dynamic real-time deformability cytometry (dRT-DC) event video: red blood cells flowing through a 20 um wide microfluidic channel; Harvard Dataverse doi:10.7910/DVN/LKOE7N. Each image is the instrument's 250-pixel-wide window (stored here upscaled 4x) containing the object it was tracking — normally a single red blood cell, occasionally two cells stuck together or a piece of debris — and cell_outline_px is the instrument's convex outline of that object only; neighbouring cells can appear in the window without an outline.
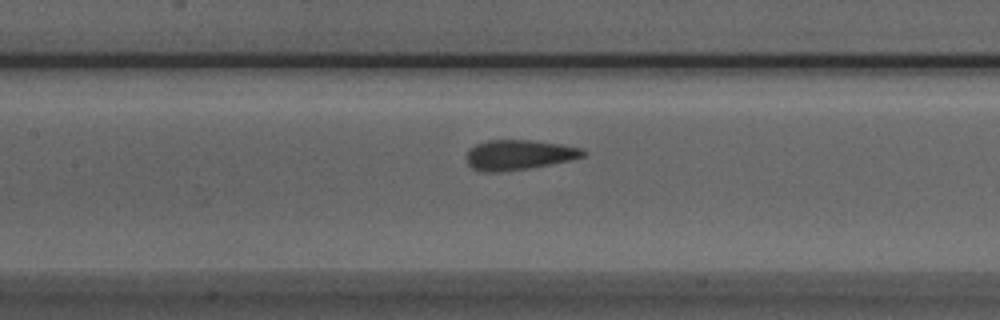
{"species": "Egyptian fruit bat (a non-hibernating species)", "species_latin": "Rousettus aegyptiacus", "temperature_condition": "room temperature", "stored_images_in_passage": 28, "camera_frame_rate_fps": 3000, "um_per_image_px": 0.085, "animal": {"sex": "male"}, "frame": {"image": 1, "passage_image": 9, "time_ms": 2.667, "image_size_px": [1000, 320], "cell_outline_px": [[588, 152], [584, 156], [568, 160], [528, 168], [500, 172], [480, 172], [472, 168], [468, 164], [464, 156], [476, 144], [488, 140], [528, 140], [560, 144], [580, 148]], "centroid_in_image_um": [44.05, 13.17], "position_along_channel_um": 163.4, "area_um2": 20.23}}
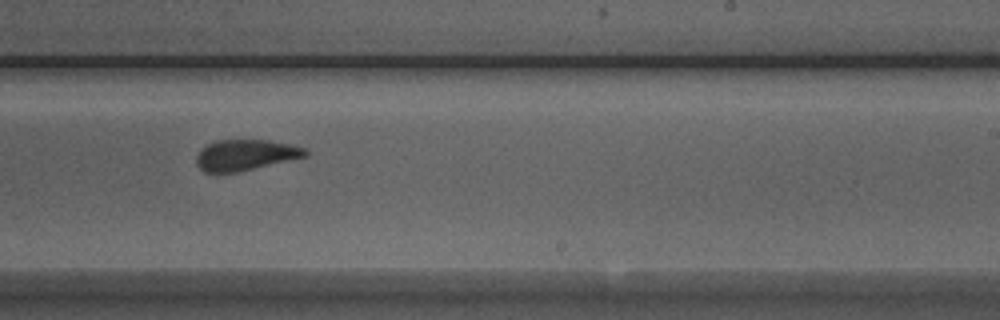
{"frame": {"image": 2, "passage_image": 17, "time_ms": 5.333, "image_size_px": [1000, 320], "cell_outline_px": [[308, 156], [236, 172], [204, 172], [196, 164], [196, 156], [200, 148], [216, 140], [268, 140], [288, 144], [304, 148], [308, 152]], "centroid_in_image_um": [20.83, 13.17], "position_along_channel_um": 268.2, "area_um2": 19.42}}
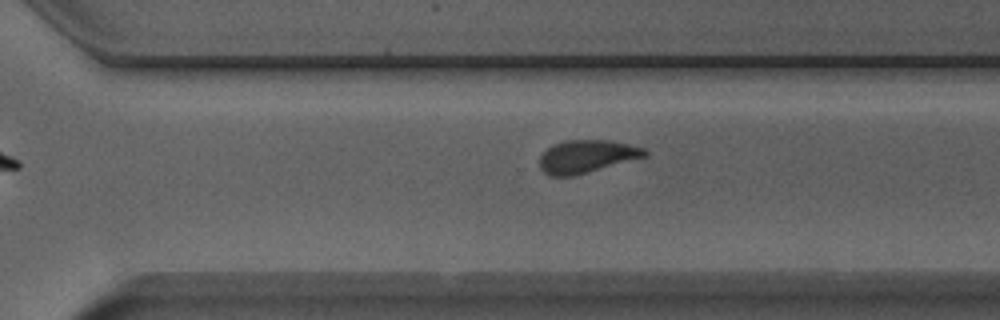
{"frame": {"image": 3, "passage_image": 21, "time_ms": 6.667, "image_size_px": [1000, 320], "cell_outline_px": [[648, 156], [572, 176], [548, 176], [540, 168], [540, 156], [552, 144], [564, 140], [608, 140], [628, 144], [644, 148], [648, 152]], "centroid_in_image_um": [49.86, 13.29], "position_along_channel_um": 320.7, "area_um2": 20.06}}